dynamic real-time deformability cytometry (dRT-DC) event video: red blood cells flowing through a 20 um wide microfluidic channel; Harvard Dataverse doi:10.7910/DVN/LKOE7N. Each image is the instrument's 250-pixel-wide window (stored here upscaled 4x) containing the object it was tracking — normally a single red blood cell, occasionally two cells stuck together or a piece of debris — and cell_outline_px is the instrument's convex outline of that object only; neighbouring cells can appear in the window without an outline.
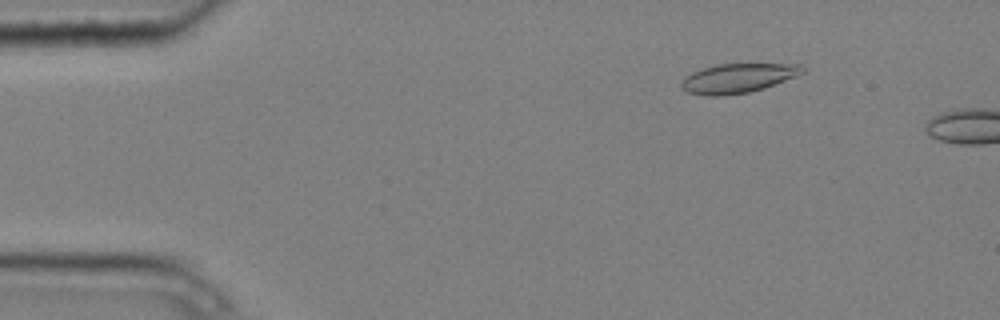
{"species": "common noctule bat (a hibernating species)", "species_latin": "Nyctalus noctula", "temperature_condition": "cold", "stored_images_in_passage": 3, "camera_frame_rate_fps": 3000, "um_per_image_px": 0.085, "animal": {"sex": "male", "body_mass_g": 20.4}, "frame": {"image": 1, "passage_image": 2, "time_ms": 0.333, "image_size_px": [1000, 320], "cell_outline_px": [[808, 68], [804, 72], [796, 76], [764, 88], [748, 92], [724, 96], [708, 96], [688, 92], [680, 88], [680, 84], [684, 76], [692, 72], [716, 64], [804, 64]], "centroid_in_image_um": [62.73, 6.64], "position_along_channel_um": 22.3, "area_um2": 20.87}}